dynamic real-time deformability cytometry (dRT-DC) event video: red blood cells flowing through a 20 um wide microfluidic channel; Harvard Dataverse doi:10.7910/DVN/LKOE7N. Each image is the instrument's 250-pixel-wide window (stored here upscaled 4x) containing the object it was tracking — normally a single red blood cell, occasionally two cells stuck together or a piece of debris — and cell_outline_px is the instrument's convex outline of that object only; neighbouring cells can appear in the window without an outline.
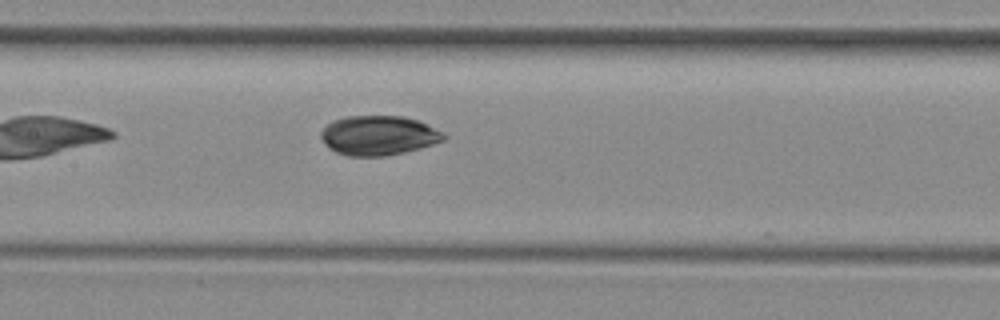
{"species": "common noctule bat (a hibernating species)", "species_latin": "Nyctalus noctula", "temperature_condition": "room temperature", "stored_images_in_passage": 9, "camera_frame_rate_fps": 3000, "um_per_image_px": 0.085, "animal": {"sex": "female", "body_mass_g": 29.2, "forearm_length_mm": 56.3}, "frame": {"image": 1, "passage_image": 9, "time_ms": 10.333, "image_size_px": [1000, 320], "cell_outline_px": [[448, 136], [444, 140], [420, 148], [404, 152], [384, 156], [348, 156], [336, 152], [328, 148], [320, 136], [320, 132], [332, 120], [344, 116], [404, 116], [420, 120], [444, 132]], "centroid_in_image_um": [32.19, 11.5], "position_along_channel_um": 175.2, "area_um2": 28.55}}